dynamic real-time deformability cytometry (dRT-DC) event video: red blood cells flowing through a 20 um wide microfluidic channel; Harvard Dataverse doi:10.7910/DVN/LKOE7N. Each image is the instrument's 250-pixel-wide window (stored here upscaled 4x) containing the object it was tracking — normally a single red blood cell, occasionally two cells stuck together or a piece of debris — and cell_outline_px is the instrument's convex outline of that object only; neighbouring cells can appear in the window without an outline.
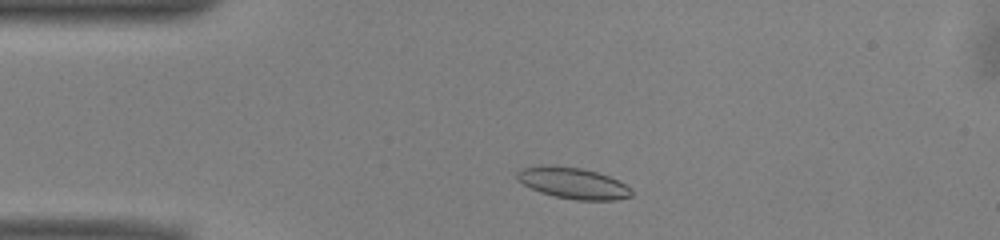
{"species": "common noctule bat (a hibernating species)", "species_latin": "Nyctalus noctula", "temperature_condition": "warm", "stored_images_in_passage": 44, "camera_frame_rate_fps": 3000, "um_per_image_px": 0.085, "animal": {"sex": "male", "body_mass_g": 13.0, "forearm_length_mm": 53.1}, "frame": {"image": 1, "passage_image": 4, "time_ms": 1.0, "image_size_px": [1000, 240], "cell_outline_px": [[632, 196], [616, 200], [576, 200], [556, 196], [540, 192], [516, 180], [516, 172], [524, 168], [540, 164], [552, 164], [580, 168], [596, 172], [608, 176], [632, 188]], "centroid_in_image_um": [48.68, 15.55], "position_along_channel_um": 36.3, "area_um2": 20.87}}
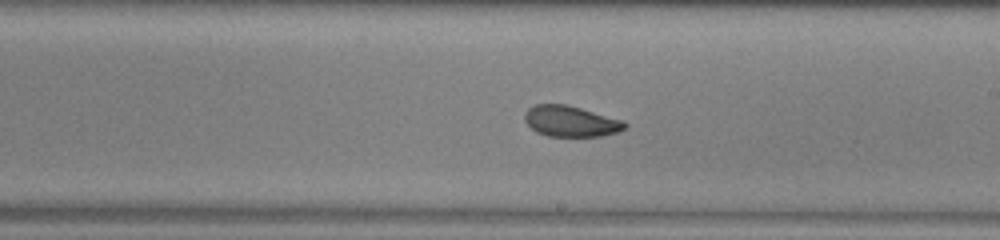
{"frame": {"image": 2, "passage_image": 22, "time_ms": 7.0, "image_size_px": [1000, 240], "cell_outline_px": [[628, 128], [620, 132], [604, 136], [548, 136], [536, 132], [524, 120], [524, 112], [528, 108], [536, 104], [568, 104], [624, 120], [628, 124]], "centroid_in_image_um": [48.56, 10.3], "position_along_channel_um": 240.4, "area_um2": 18.38}}
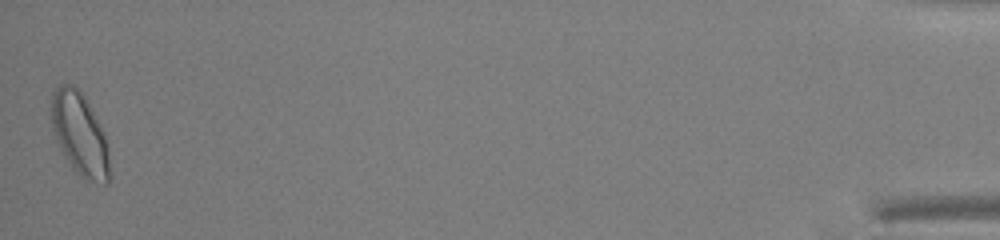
{"frame": {"image": 3, "passage_image": 44, "time_ms": 14.333, "image_size_px": [1000, 240], "cell_outline_px": [[112, 176], [108, 184], [104, 184], [84, 180], [72, 168], [60, 152], [52, 132], [52, 92], [60, 84], [72, 84], [84, 96], [92, 108], [104, 132], [108, 148]], "centroid_in_image_um": [6.8, 11.47], "position_along_channel_um": 428.4, "area_um2": 28.78}, "authors_computed_cell_mechanics": {"area_um2": 19.5075, "velocity_mm_per_s": 3.9472, "shape_relaxation_time_tau1_ms": 9.5442, "shape_relaxation_time_tau2_ms": 3.0955, "deformation_change_tau1": 0.1876, "deformation_change_tau2": 0.0857}}